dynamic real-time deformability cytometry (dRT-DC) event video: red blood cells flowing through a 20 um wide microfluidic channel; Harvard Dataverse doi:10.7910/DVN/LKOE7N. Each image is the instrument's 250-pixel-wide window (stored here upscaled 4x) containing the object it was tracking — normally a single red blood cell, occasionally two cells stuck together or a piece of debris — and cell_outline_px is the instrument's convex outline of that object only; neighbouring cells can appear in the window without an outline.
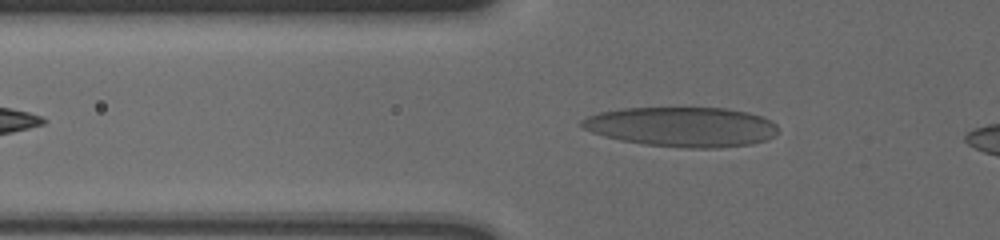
{"species": "human", "species_latin": "Homo sapiens", "temperature_condition": "cold", "stored_images_in_passage": 42, "camera_frame_rate_fps": 3000, "um_per_image_px": 0.085, "donor": {"sex": "male"}, "frame": {"image": 1, "passage_image": 8, "time_ms": 2.333, "image_size_px": [1000, 240], "cell_outline_px": [[776, 132], [772, 136], [764, 140], [752, 144], [720, 148], [688, 148], [644, 144], [620, 140], [604, 136], [592, 132], [584, 128], [580, 124], [580, 120], [588, 116], [600, 112], [624, 108], [724, 108], [748, 112], [760, 116], [776, 124]], "centroid_in_image_um": [57.94, 10.78], "position_along_channel_um": 67.9, "area_um2": 45.26}}
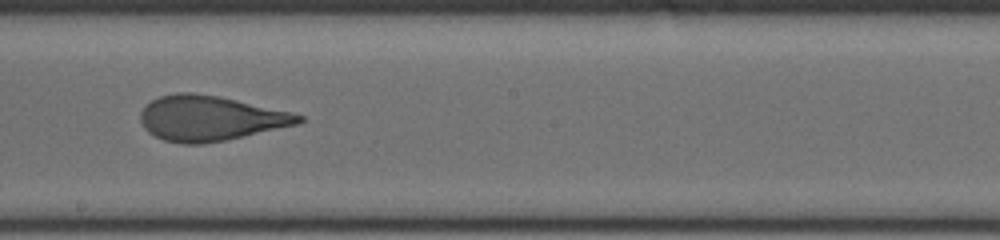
{"frame": {"image": 2, "passage_image": 22, "time_ms": 7.0, "image_size_px": [1000, 240], "cell_outline_px": [[304, 120], [296, 124], [224, 140], [204, 144], [180, 144], [164, 140], [148, 132], [144, 128], [140, 120], [140, 112], [152, 100], [160, 96], [176, 92], [192, 92], [216, 96], [292, 112], [304, 116]], "centroid_in_image_um": [17.81, 10.05], "position_along_channel_um": 230.4, "area_um2": 41.04}}
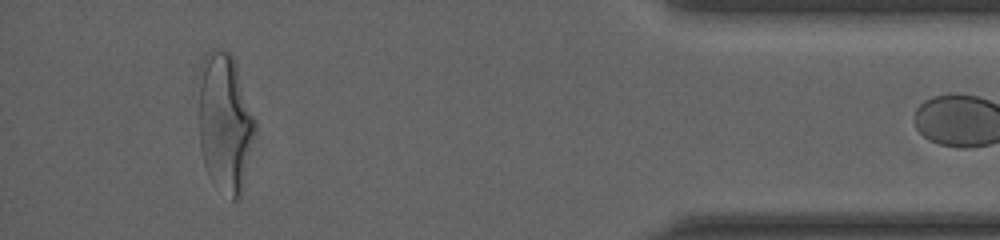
{"frame": {"image": 3, "passage_image": 41, "time_ms": 13.333, "image_size_px": [1000, 240], "cell_outline_px": [[256, 124], [240, 200], [232, 200], [216, 188], [208, 176], [204, 164], [200, 144], [200, 84], [204, 52], [212, 48], [220, 48], [228, 52], [232, 56], [236, 64], [256, 120]], "centroid_in_image_um": [19.13, 10.45], "position_along_channel_um": 416.1, "area_um2": 45.49}}